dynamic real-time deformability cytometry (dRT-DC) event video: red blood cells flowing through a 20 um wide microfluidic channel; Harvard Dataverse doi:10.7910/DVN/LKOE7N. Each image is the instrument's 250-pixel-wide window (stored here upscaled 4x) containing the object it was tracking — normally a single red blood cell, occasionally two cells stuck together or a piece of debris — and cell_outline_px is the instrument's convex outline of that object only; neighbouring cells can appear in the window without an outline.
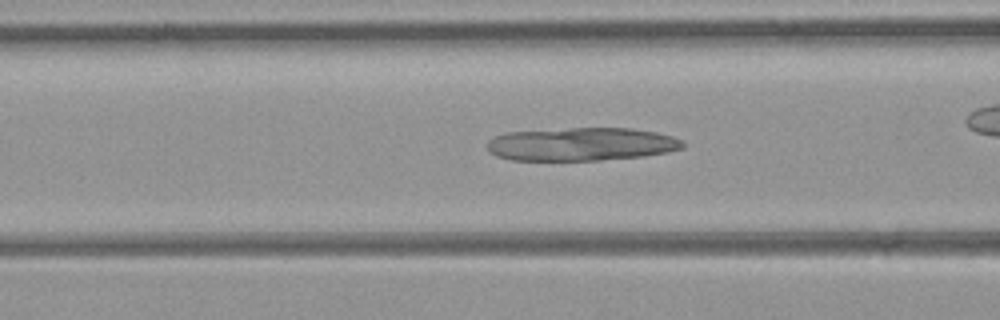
{"species": "common noctule bat (a hibernating species)", "species_latin": "Nyctalus noctula", "temperature_condition": "room temperature", "stored_images_in_passage": 39, "camera_frame_rate_fps": 3000, "um_per_image_px": 0.085, "animal": {"sex": "female", "body_mass_g": 21.9}, "frame": {"image": 1, "passage_image": 17, "time_ms": 5.333, "image_size_px": [1000, 320], "cell_outline_px": [[684, 148], [668, 152], [644, 156], [600, 160], [512, 160], [496, 156], [488, 152], [488, 140], [504, 132], [572, 128], [632, 128], [656, 132], [672, 136], [684, 140]], "centroid_in_image_um": [49.44, 12.25], "position_along_channel_um": 117.2, "area_um2": 38.09}}
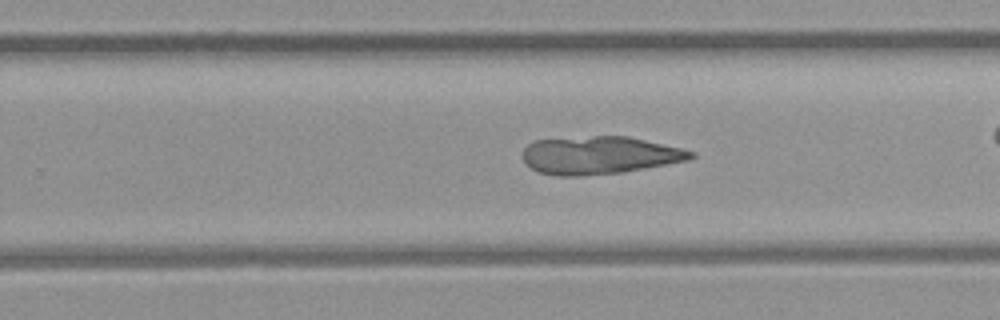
{"frame": {"image": 2, "passage_image": 28, "time_ms": 9.0, "image_size_px": [1000, 320], "cell_outline_px": [[696, 156], [688, 160], [624, 172], [580, 176], [556, 176], [540, 172], [532, 168], [524, 160], [524, 148], [528, 144], [536, 140], [592, 136], [628, 136], [680, 148], [696, 152]], "centroid_in_image_um": [50.98, 13.2], "position_along_channel_um": 278.8, "area_um2": 36.82}}